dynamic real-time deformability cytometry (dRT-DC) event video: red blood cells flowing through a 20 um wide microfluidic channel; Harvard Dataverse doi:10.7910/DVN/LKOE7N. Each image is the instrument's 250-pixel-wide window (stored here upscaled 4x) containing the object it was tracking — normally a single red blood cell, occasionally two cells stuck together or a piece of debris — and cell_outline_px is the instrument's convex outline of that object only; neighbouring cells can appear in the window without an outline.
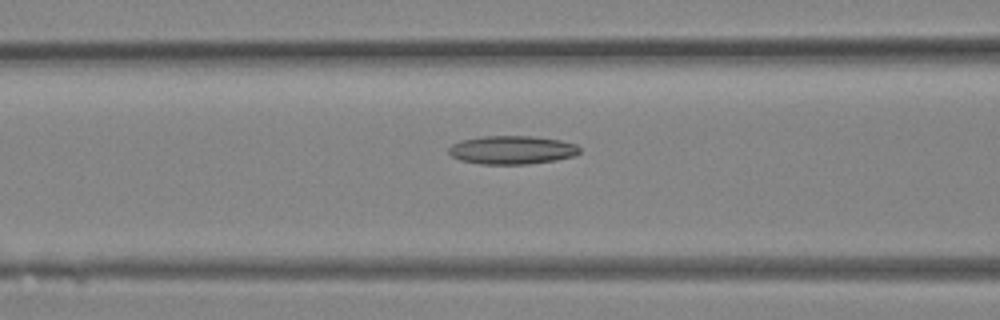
{"species": "Egyptian fruit bat (a non-hibernating species)", "species_latin": "Rousettus aegyptiacus", "temperature_condition": "room temperature", "stored_images_in_passage": 17, "camera_frame_rate_fps": 3000, "um_per_image_px": 0.085, "animal": {"sex": "female"}, "frame": {"image": 1, "passage_image": 8, "time_ms": 2.333, "image_size_px": [1000, 320], "cell_outline_px": [[580, 152], [576, 156], [556, 160], [528, 164], [480, 164], [460, 160], [452, 156], [448, 152], [448, 148], [452, 144], [460, 140], [480, 136], [532, 136], [560, 140], [576, 144], [580, 148]], "centroid_in_image_um": [43.52, 12.74], "position_along_channel_um": 123.1, "area_um2": 21.91}}
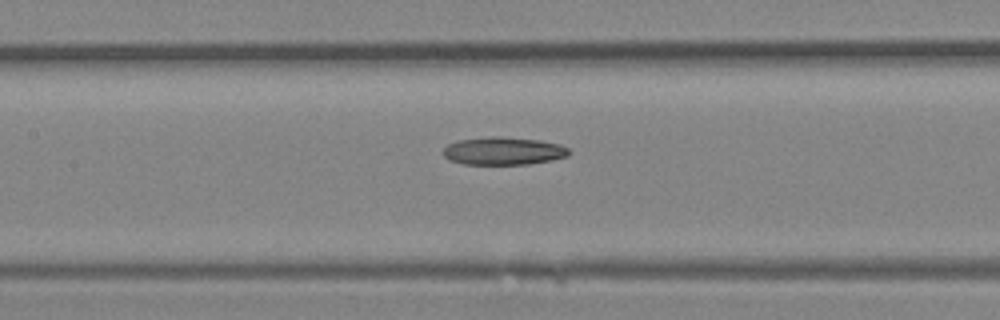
{"frame": {"image": 2, "passage_image": 10, "time_ms": 3.0, "image_size_px": [1000, 320], "cell_outline_px": [[568, 156], [552, 160], [528, 164], [464, 164], [448, 160], [444, 156], [444, 148], [448, 144], [460, 140], [492, 136], [500, 136], [540, 140], [560, 144], [568, 148]], "centroid_in_image_um": [42.79, 12.83], "position_along_channel_um": 164.6, "area_um2": 20.35}}
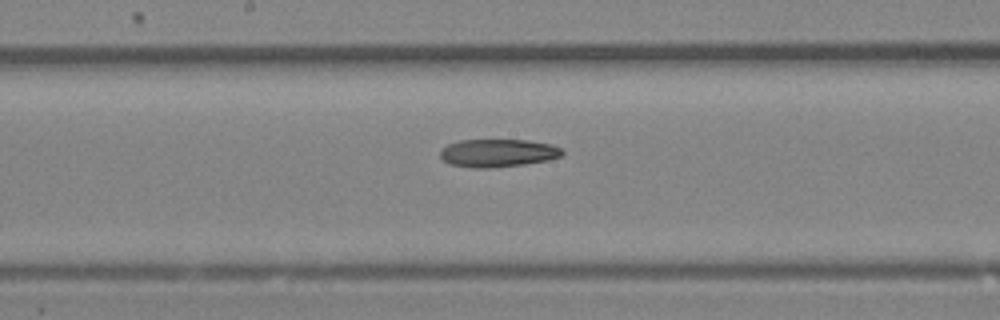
{"frame": {"image": 3, "passage_image": 12, "time_ms": 3.667, "image_size_px": [1000, 320], "cell_outline_px": [[564, 152], [560, 156], [548, 160], [524, 164], [492, 168], [472, 168], [448, 164], [440, 156], [440, 148], [448, 144], [460, 140], [528, 140], [552, 144], [560, 148]], "centroid_in_image_um": [42.29, 13.01], "position_along_channel_um": 205.9, "area_um2": 20.0}}